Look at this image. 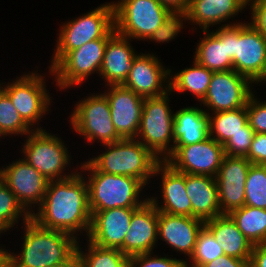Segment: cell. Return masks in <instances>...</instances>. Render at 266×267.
<instances>
[{"label":"cell","mask_w":266,"mask_h":267,"mask_svg":"<svg viewBox=\"0 0 266 267\" xmlns=\"http://www.w3.org/2000/svg\"><path fill=\"white\" fill-rule=\"evenodd\" d=\"M82 173L48 182L39 212L31 214V219L39 226L59 230L70 235L85 231L87 236L91 226L88 185ZM75 232V233H74Z\"/></svg>","instance_id":"6da1fadb"},{"label":"cell","mask_w":266,"mask_h":267,"mask_svg":"<svg viewBox=\"0 0 266 267\" xmlns=\"http://www.w3.org/2000/svg\"><path fill=\"white\" fill-rule=\"evenodd\" d=\"M24 225L22 252L10 254V267H57L76 254L75 235L43 228L31 218Z\"/></svg>","instance_id":"7a4b0ae2"},{"label":"cell","mask_w":266,"mask_h":267,"mask_svg":"<svg viewBox=\"0 0 266 267\" xmlns=\"http://www.w3.org/2000/svg\"><path fill=\"white\" fill-rule=\"evenodd\" d=\"M137 140L127 138L104 144L108 150L89 162L99 172L134 177L146 185L161 159Z\"/></svg>","instance_id":"3957f363"},{"label":"cell","mask_w":266,"mask_h":267,"mask_svg":"<svg viewBox=\"0 0 266 267\" xmlns=\"http://www.w3.org/2000/svg\"><path fill=\"white\" fill-rule=\"evenodd\" d=\"M83 171H90L88 197L90 211H104L112 208H139L148 199L139 201V193L145 186L140 180L99 172L89 161L82 164Z\"/></svg>","instance_id":"277c9868"},{"label":"cell","mask_w":266,"mask_h":267,"mask_svg":"<svg viewBox=\"0 0 266 267\" xmlns=\"http://www.w3.org/2000/svg\"><path fill=\"white\" fill-rule=\"evenodd\" d=\"M62 26L50 69L69 51L80 48L85 43L95 39L110 38L116 32L114 5L113 3L101 5Z\"/></svg>","instance_id":"5b68a950"},{"label":"cell","mask_w":266,"mask_h":267,"mask_svg":"<svg viewBox=\"0 0 266 267\" xmlns=\"http://www.w3.org/2000/svg\"><path fill=\"white\" fill-rule=\"evenodd\" d=\"M168 94L169 92L159 97L144 99L137 133L140 142L157 158L160 159L158 155L166 154L163 158L161 156V160H165L171 154V147H167L171 139L174 145V114L172 115L168 104Z\"/></svg>","instance_id":"8992f818"},{"label":"cell","mask_w":266,"mask_h":267,"mask_svg":"<svg viewBox=\"0 0 266 267\" xmlns=\"http://www.w3.org/2000/svg\"><path fill=\"white\" fill-rule=\"evenodd\" d=\"M113 5L115 30L130 40H148L170 11L158 0H121Z\"/></svg>","instance_id":"52a82bcc"},{"label":"cell","mask_w":266,"mask_h":267,"mask_svg":"<svg viewBox=\"0 0 266 267\" xmlns=\"http://www.w3.org/2000/svg\"><path fill=\"white\" fill-rule=\"evenodd\" d=\"M26 137L28 138L22 148L25 154L24 160L48 181L65 179L76 173L65 176L61 174L70 160L67 147L60 138L47 133L42 128H36Z\"/></svg>","instance_id":"ba28073f"},{"label":"cell","mask_w":266,"mask_h":267,"mask_svg":"<svg viewBox=\"0 0 266 267\" xmlns=\"http://www.w3.org/2000/svg\"><path fill=\"white\" fill-rule=\"evenodd\" d=\"M70 117L72 128L89 142L98 139L104 145L122 139L112 123L111 109L104 93L78 102Z\"/></svg>","instance_id":"9c48e42d"},{"label":"cell","mask_w":266,"mask_h":267,"mask_svg":"<svg viewBox=\"0 0 266 267\" xmlns=\"http://www.w3.org/2000/svg\"><path fill=\"white\" fill-rule=\"evenodd\" d=\"M108 39H95L69 51L49 70L50 73L55 74L58 86L64 89L72 85H80L93 72L100 73Z\"/></svg>","instance_id":"30bf717a"},{"label":"cell","mask_w":266,"mask_h":267,"mask_svg":"<svg viewBox=\"0 0 266 267\" xmlns=\"http://www.w3.org/2000/svg\"><path fill=\"white\" fill-rule=\"evenodd\" d=\"M224 156L223 145L208 137L199 143L173 146V152L164 161L184 174L216 177Z\"/></svg>","instance_id":"8fae6325"},{"label":"cell","mask_w":266,"mask_h":267,"mask_svg":"<svg viewBox=\"0 0 266 267\" xmlns=\"http://www.w3.org/2000/svg\"><path fill=\"white\" fill-rule=\"evenodd\" d=\"M233 70L256 83L266 68V38L251 24L235 25Z\"/></svg>","instance_id":"7c38bea8"},{"label":"cell","mask_w":266,"mask_h":267,"mask_svg":"<svg viewBox=\"0 0 266 267\" xmlns=\"http://www.w3.org/2000/svg\"><path fill=\"white\" fill-rule=\"evenodd\" d=\"M38 73L23 75L1 89L9 96L23 121L34 125L48 111L49 94L43 76Z\"/></svg>","instance_id":"4fadbf2b"},{"label":"cell","mask_w":266,"mask_h":267,"mask_svg":"<svg viewBox=\"0 0 266 267\" xmlns=\"http://www.w3.org/2000/svg\"><path fill=\"white\" fill-rule=\"evenodd\" d=\"M251 81L235 70L213 72L207 93L201 100L214 113L246 106L253 94Z\"/></svg>","instance_id":"5bb4252c"},{"label":"cell","mask_w":266,"mask_h":267,"mask_svg":"<svg viewBox=\"0 0 266 267\" xmlns=\"http://www.w3.org/2000/svg\"><path fill=\"white\" fill-rule=\"evenodd\" d=\"M251 162L246 157L224 156L216 175L222 214L241 208L245 203V182Z\"/></svg>","instance_id":"9a60e30c"},{"label":"cell","mask_w":266,"mask_h":267,"mask_svg":"<svg viewBox=\"0 0 266 267\" xmlns=\"http://www.w3.org/2000/svg\"><path fill=\"white\" fill-rule=\"evenodd\" d=\"M1 171V179L14 192L24 209L32 214L29 211L30 207L37 203L39 206L41 205L49 181L24 158L15 161Z\"/></svg>","instance_id":"2e32d148"},{"label":"cell","mask_w":266,"mask_h":267,"mask_svg":"<svg viewBox=\"0 0 266 267\" xmlns=\"http://www.w3.org/2000/svg\"><path fill=\"white\" fill-rule=\"evenodd\" d=\"M105 92L111 118L117 134L122 139L137 138L142 117L144 99L123 85H110Z\"/></svg>","instance_id":"e0dca14e"},{"label":"cell","mask_w":266,"mask_h":267,"mask_svg":"<svg viewBox=\"0 0 266 267\" xmlns=\"http://www.w3.org/2000/svg\"><path fill=\"white\" fill-rule=\"evenodd\" d=\"M137 208H112L91 212L90 242L105 248L119 249L123 253V241L130 228L133 212Z\"/></svg>","instance_id":"ac0fdd59"},{"label":"cell","mask_w":266,"mask_h":267,"mask_svg":"<svg viewBox=\"0 0 266 267\" xmlns=\"http://www.w3.org/2000/svg\"><path fill=\"white\" fill-rule=\"evenodd\" d=\"M170 74L171 70H165L157 57L142 53L134 58L123 86L143 98L159 97L170 92L169 84H167L168 87L162 86L163 81L169 79Z\"/></svg>","instance_id":"d6986e66"},{"label":"cell","mask_w":266,"mask_h":267,"mask_svg":"<svg viewBox=\"0 0 266 267\" xmlns=\"http://www.w3.org/2000/svg\"><path fill=\"white\" fill-rule=\"evenodd\" d=\"M158 236V210L148 199L132 215L123 241V254L132 257L152 253Z\"/></svg>","instance_id":"ffe728a7"},{"label":"cell","mask_w":266,"mask_h":267,"mask_svg":"<svg viewBox=\"0 0 266 267\" xmlns=\"http://www.w3.org/2000/svg\"><path fill=\"white\" fill-rule=\"evenodd\" d=\"M204 223L195 217L158 212V237L190 258Z\"/></svg>","instance_id":"44dd1931"},{"label":"cell","mask_w":266,"mask_h":267,"mask_svg":"<svg viewBox=\"0 0 266 267\" xmlns=\"http://www.w3.org/2000/svg\"><path fill=\"white\" fill-rule=\"evenodd\" d=\"M160 173L164 203L160 207L154 197L148 199L158 212L192 217V205L186 193L185 174L174 170L164 160L156 165L153 176Z\"/></svg>","instance_id":"7402d4cb"},{"label":"cell","mask_w":266,"mask_h":267,"mask_svg":"<svg viewBox=\"0 0 266 267\" xmlns=\"http://www.w3.org/2000/svg\"><path fill=\"white\" fill-rule=\"evenodd\" d=\"M128 40V37L117 32L107 40L99 75H102L108 86L123 85L128 77L137 56Z\"/></svg>","instance_id":"603a6c76"},{"label":"cell","mask_w":266,"mask_h":267,"mask_svg":"<svg viewBox=\"0 0 266 267\" xmlns=\"http://www.w3.org/2000/svg\"><path fill=\"white\" fill-rule=\"evenodd\" d=\"M185 186L192 205V217L205 222L222 214L215 177L185 174Z\"/></svg>","instance_id":"cb8c5ba5"},{"label":"cell","mask_w":266,"mask_h":267,"mask_svg":"<svg viewBox=\"0 0 266 267\" xmlns=\"http://www.w3.org/2000/svg\"><path fill=\"white\" fill-rule=\"evenodd\" d=\"M204 226L213 234L216 242L222 247L224 255L250 262L253 245L238 229L229 214H221L207 220Z\"/></svg>","instance_id":"d4e9b609"},{"label":"cell","mask_w":266,"mask_h":267,"mask_svg":"<svg viewBox=\"0 0 266 267\" xmlns=\"http://www.w3.org/2000/svg\"><path fill=\"white\" fill-rule=\"evenodd\" d=\"M248 0H189L188 20L209 29L211 24H219L244 9Z\"/></svg>","instance_id":"484cf974"},{"label":"cell","mask_w":266,"mask_h":267,"mask_svg":"<svg viewBox=\"0 0 266 267\" xmlns=\"http://www.w3.org/2000/svg\"><path fill=\"white\" fill-rule=\"evenodd\" d=\"M227 26L231 25L224 24L216 32L210 33L208 30H202L206 35L196 48L194 59L214 72L233 69V62L228 57Z\"/></svg>","instance_id":"4316f807"},{"label":"cell","mask_w":266,"mask_h":267,"mask_svg":"<svg viewBox=\"0 0 266 267\" xmlns=\"http://www.w3.org/2000/svg\"><path fill=\"white\" fill-rule=\"evenodd\" d=\"M208 113L197 107L182 108L174 114V145L185 146L209 137Z\"/></svg>","instance_id":"83f0119b"},{"label":"cell","mask_w":266,"mask_h":267,"mask_svg":"<svg viewBox=\"0 0 266 267\" xmlns=\"http://www.w3.org/2000/svg\"><path fill=\"white\" fill-rule=\"evenodd\" d=\"M214 115L211 117L208 113L209 137L221 145L239 132H254L248 123L246 106L231 111L215 112Z\"/></svg>","instance_id":"f1b7e54d"},{"label":"cell","mask_w":266,"mask_h":267,"mask_svg":"<svg viewBox=\"0 0 266 267\" xmlns=\"http://www.w3.org/2000/svg\"><path fill=\"white\" fill-rule=\"evenodd\" d=\"M213 72L194 59L192 68H185L175 74L172 79L167 80L170 93L172 91H178L179 93L188 90L201 101L207 93Z\"/></svg>","instance_id":"f546056e"},{"label":"cell","mask_w":266,"mask_h":267,"mask_svg":"<svg viewBox=\"0 0 266 267\" xmlns=\"http://www.w3.org/2000/svg\"><path fill=\"white\" fill-rule=\"evenodd\" d=\"M229 215L252 245L266 242V209L244 205Z\"/></svg>","instance_id":"4dcf8cb0"},{"label":"cell","mask_w":266,"mask_h":267,"mask_svg":"<svg viewBox=\"0 0 266 267\" xmlns=\"http://www.w3.org/2000/svg\"><path fill=\"white\" fill-rule=\"evenodd\" d=\"M88 253L81 252L77 244L76 254L80 267H129L130 257L119 249L105 248L88 242Z\"/></svg>","instance_id":"1f68e13d"},{"label":"cell","mask_w":266,"mask_h":267,"mask_svg":"<svg viewBox=\"0 0 266 267\" xmlns=\"http://www.w3.org/2000/svg\"><path fill=\"white\" fill-rule=\"evenodd\" d=\"M22 215L24 223L31 218V214L18 202L14 192L0 179V233L9 230Z\"/></svg>","instance_id":"d6a6232c"},{"label":"cell","mask_w":266,"mask_h":267,"mask_svg":"<svg viewBox=\"0 0 266 267\" xmlns=\"http://www.w3.org/2000/svg\"><path fill=\"white\" fill-rule=\"evenodd\" d=\"M244 205L266 209V169L264 165L251 164L245 182Z\"/></svg>","instance_id":"836d02e7"},{"label":"cell","mask_w":266,"mask_h":267,"mask_svg":"<svg viewBox=\"0 0 266 267\" xmlns=\"http://www.w3.org/2000/svg\"><path fill=\"white\" fill-rule=\"evenodd\" d=\"M0 85V134H29L33 131L23 121L19 112L13 105L9 96L1 89Z\"/></svg>","instance_id":"e575fe53"},{"label":"cell","mask_w":266,"mask_h":267,"mask_svg":"<svg viewBox=\"0 0 266 267\" xmlns=\"http://www.w3.org/2000/svg\"><path fill=\"white\" fill-rule=\"evenodd\" d=\"M222 255H224L222 247L216 242L213 234L203 226L198 233L193 254L189 258L192 261L190 266L201 267ZM185 267H188L186 261Z\"/></svg>","instance_id":"d590c367"},{"label":"cell","mask_w":266,"mask_h":267,"mask_svg":"<svg viewBox=\"0 0 266 267\" xmlns=\"http://www.w3.org/2000/svg\"><path fill=\"white\" fill-rule=\"evenodd\" d=\"M183 18V19H181ZM188 20L187 11H169L164 17V22L148 38L157 42H167L180 32L183 28V20Z\"/></svg>","instance_id":"8d00e7d4"},{"label":"cell","mask_w":266,"mask_h":267,"mask_svg":"<svg viewBox=\"0 0 266 267\" xmlns=\"http://www.w3.org/2000/svg\"><path fill=\"white\" fill-rule=\"evenodd\" d=\"M254 96L252 94L246 104L248 123L255 133H266V103L258 102Z\"/></svg>","instance_id":"74e56055"},{"label":"cell","mask_w":266,"mask_h":267,"mask_svg":"<svg viewBox=\"0 0 266 267\" xmlns=\"http://www.w3.org/2000/svg\"><path fill=\"white\" fill-rule=\"evenodd\" d=\"M255 132H239L224 145L226 156L247 157Z\"/></svg>","instance_id":"f35d334b"},{"label":"cell","mask_w":266,"mask_h":267,"mask_svg":"<svg viewBox=\"0 0 266 267\" xmlns=\"http://www.w3.org/2000/svg\"><path fill=\"white\" fill-rule=\"evenodd\" d=\"M151 253L130 257L129 267H185V261L167 257H152Z\"/></svg>","instance_id":"ab89813d"},{"label":"cell","mask_w":266,"mask_h":267,"mask_svg":"<svg viewBox=\"0 0 266 267\" xmlns=\"http://www.w3.org/2000/svg\"><path fill=\"white\" fill-rule=\"evenodd\" d=\"M246 158L251 164L266 163V133H255Z\"/></svg>","instance_id":"60d3db41"},{"label":"cell","mask_w":266,"mask_h":267,"mask_svg":"<svg viewBox=\"0 0 266 267\" xmlns=\"http://www.w3.org/2000/svg\"><path fill=\"white\" fill-rule=\"evenodd\" d=\"M248 3L253 16L251 24L266 38V0H248Z\"/></svg>","instance_id":"b9f144b4"},{"label":"cell","mask_w":266,"mask_h":267,"mask_svg":"<svg viewBox=\"0 0 266 267\" xmlns=\"http://www.w3.org/2000/svg\"><path fill=\"white\" fill-rule=\"evenodd\" d=\"M201 267H249V263L244 259L222 255Z\"/></svg>","instance_id":"7bdbcfd3"},{"label":"cell","mask_w":266,"mask_h":267,"mask_svg":"<svg viewBox=\"0 0 266 267\" xmlns=\"http://www.w3.org/2000/svg\"><path fill=\"white\" fill-rule=\"evenodd\" d=\"M249 267H266V242L253 245Z\"/></svg>","instance_id":"ee69618b"},{"label":"cell","mask_w":266,"mask_h":267,"mask_svg":"<svg viewBox=\"0 0 266 267\" xmlns=\"http://www.w3.org/2000/svg\"><path fill=\"white\" fill-rule=\"evenodd\" d=\"M162 6L170 11H187L189 0H158Z\"/></svg>","instance_id":"f6af8a7d"},{"label":"cell","mask_w":266,"mask_h":267,"mask_svg":"<svg viewBox=\"0 0 266 267\" xmlns=\"http://www.w3.org/2000/svg\"><path fill=\"white\" fill-rule=\"evenodd\" d=\"M235 25L236 23L227 26V48L228 57L233 61L235 57Z\"/></svg>","instance_id":"bcb514c9"},{"label":"cell","mask_w":266,"mask_h":267,"mask_svg":"<svg viewBox=\"0 0 266 267\" xmlns=\"http://www.w3.org/2000/svg\"><path fill=\"white\" fill-rule=\"evenodd\" d=\"M0 267H10V253L0 249Z\"/></svg>","instance_id":"7dc6e473"},{"label":"cell","mask_w":266,"mask_h":267,"mask_svg":"<svg viewBox=\"0 0 266 267\" xmlns=\"http://www.w3.org/2000/svg\"><path fill=\"white\" fill-rule=\"evenodd\" d=\"M57 267H80V263L77 257V254H75L68 262L65 264H62Z\"/></svg>","instance_id":"c3c4849f"},{"label":"cell","mask_w":266,"mask_h":267,"mask_svg":"<svg viewBox=\"0 0 266 267\" xmlns=\"http://www.w3.org/2000/svg\"><path fill=\"white\" fill-rule=\"evenodd\" d=\"M262 81H266V68H265L261 78L257 81V83L262 82Z\"/></svg>","instance_id":"681fc988"}]
</instances>
